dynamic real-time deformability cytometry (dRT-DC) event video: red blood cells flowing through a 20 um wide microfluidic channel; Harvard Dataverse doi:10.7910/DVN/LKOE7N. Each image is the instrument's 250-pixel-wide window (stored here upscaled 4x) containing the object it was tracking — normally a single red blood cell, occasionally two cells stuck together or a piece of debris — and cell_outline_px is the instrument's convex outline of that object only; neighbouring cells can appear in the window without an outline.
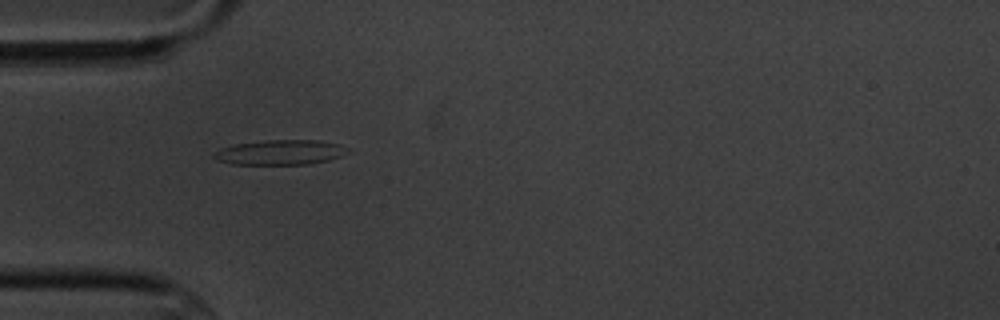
{"species": "common noctule bat (a hibernating species)", "species_latin": "Nyctalus noctula", "temperature_condition": "cold", "stored_images_in_passage": 3, "camera_frame_rate_fps": 3000, "um_per_image_px": 0.085, "animal": {"sex": "male", "body_mass_g": 20.1, "forearm_length_mm": 53.5}, "frame": {"image": 1, "passage_image": 1, "time_ms": 0.0, "image_size_px": [1000, 320], "cell_outline_px": [[348, 152], [340, 156], [328, 160], [308, 164], [232, 164], [216, 160], [212, 156], [220, 148], [236, 144], [264, 140], [320, 140], [340, 144], [348, 148]], "centroid_in_image_um": [23.82, 12.94], "position_along_channel_um": 61.2, "area_um2": 19.36}}
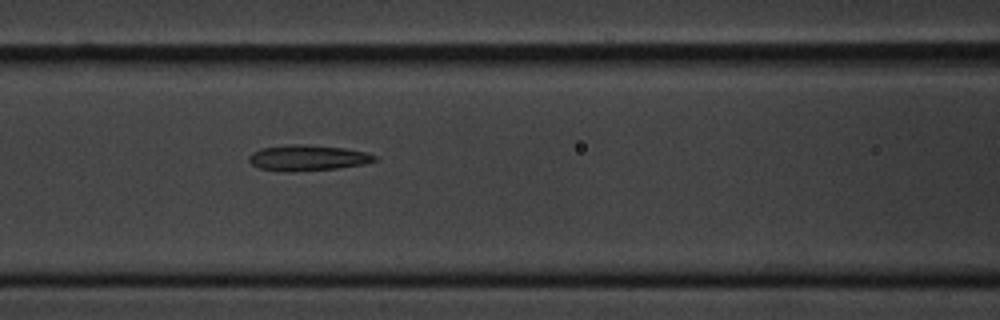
{"frame": {"image": 2, "passage_image": 3, "time_ms": 2.333, "image_size_px": [1000, 320], "cell_outline_px": [[376, 160], [364, 164], [336, 168], [292, 172], [260, 168], [252, 164], [248, 160], [248, 156], [252, 152], [260, 148], [288, 144], [308, 144], [344, 148], [368, 152], [376, 156]], "centroid_in_image_um": [26.14, 13.4], "position_along_channel_um": 140.5, "area_um2": 18.9}}